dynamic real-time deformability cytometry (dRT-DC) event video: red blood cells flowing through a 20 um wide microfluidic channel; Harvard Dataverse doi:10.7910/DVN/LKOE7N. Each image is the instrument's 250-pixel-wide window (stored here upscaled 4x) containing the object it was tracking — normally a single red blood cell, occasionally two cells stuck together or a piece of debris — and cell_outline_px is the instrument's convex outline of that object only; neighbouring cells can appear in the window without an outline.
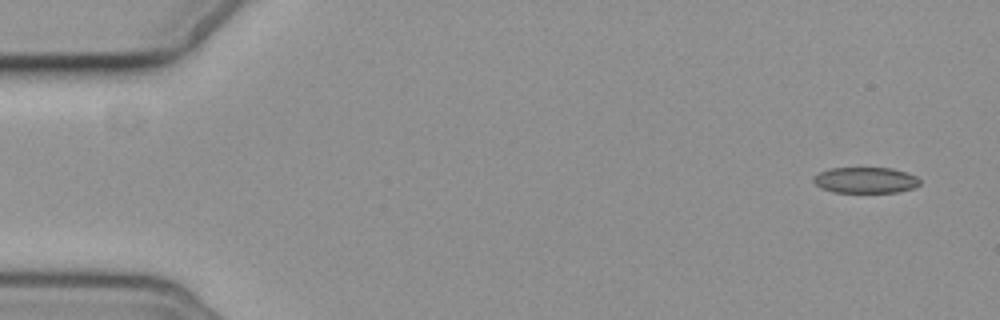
{"species": "common noctule bat (a hibernating species)", "species_latin": "Nyctalus noctula", "temperature_condition": "cold", "stored_images_in_passage": 3, "camera_frame_rate_fps": 3000, "um_per_image_px": 0.085, "animal": {"sex": "female", "body_mass_g": 19.3, "forearm_length_mm": 54.1}, "frame": {"image": 1, "passage_image": 3, "time_ms": 2.333, "image_size_px": [1000, 320], "cell_outline_px": [[920, 184], [912, 188], [896, 192], [836, 192], [820, 188], [812, 180], [812, 176], [828, 168], [892, 168], [916, 176], [920, 180]], "centroid_in_image_um": [73.53, 15.31], "position_along_channel_um": 11.5, "area_um2": 16.01}}